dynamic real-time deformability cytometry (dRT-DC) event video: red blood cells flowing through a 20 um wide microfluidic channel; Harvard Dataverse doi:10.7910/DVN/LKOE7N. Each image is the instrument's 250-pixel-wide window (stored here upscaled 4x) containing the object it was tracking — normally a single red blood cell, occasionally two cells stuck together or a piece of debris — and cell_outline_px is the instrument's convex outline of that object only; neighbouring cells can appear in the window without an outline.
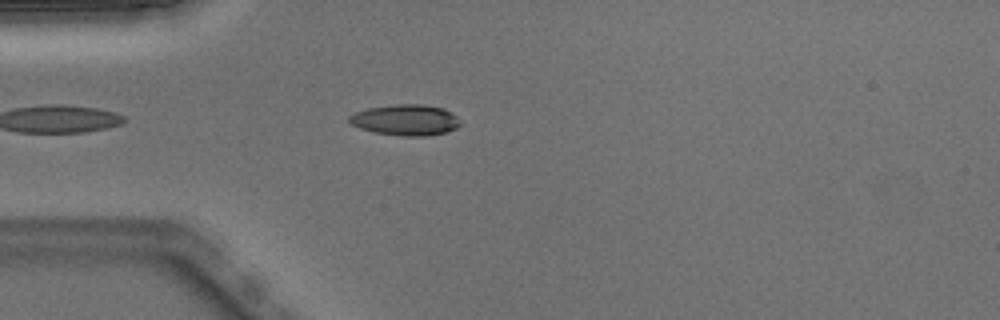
{"species": "Egyptian fruit bat (a non-hibernating species)", "species_latin": "Rousettus aegyptiacus", "temperature_condition": "warm", "stored_images_in_passage": 27, "camera_frame_rate_fps": 3000, "um_per_image_px": 0.085, "animal": {"sex": "male"}, "frame": {"image": 1, "passage_image": 5, "time_ms": 1.333, "image_size_px": [1000, 320], "cell_outline_px": [[460, 124], [456, 128], [444, 132], [424, 136], [400, 136], [372, 132], [360, 128], [352, 124], [348, 120], [348, 116], [356, 112], [368, 108], [396, 104], [424, 104], [444, 108], [456, 116], [460, 120]], "centroid_in_image_um": [34.46, 10.19], "position_along_channel_um": 50.5, "area_um2": 20.0}}
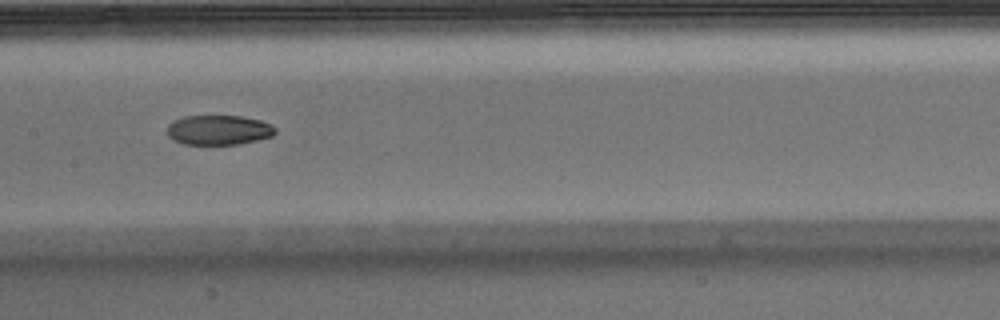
{"frame": {"image": 2, "passage_image": 16, "time_ms": 5.0, "image_size_px": [1000, 320], "cell_outline_px": [[276, 132], [272, 136], [240, 144], [184, 144], [172, 140], [168, 136], [168, 124], [184, 116], [240, 116], [260, 120], [272, 124], [276, 128]], "centroid_in_image_um": [18.6, 11.05], "position_along_channel_um": 188.8, "area_um2": 18.73}}